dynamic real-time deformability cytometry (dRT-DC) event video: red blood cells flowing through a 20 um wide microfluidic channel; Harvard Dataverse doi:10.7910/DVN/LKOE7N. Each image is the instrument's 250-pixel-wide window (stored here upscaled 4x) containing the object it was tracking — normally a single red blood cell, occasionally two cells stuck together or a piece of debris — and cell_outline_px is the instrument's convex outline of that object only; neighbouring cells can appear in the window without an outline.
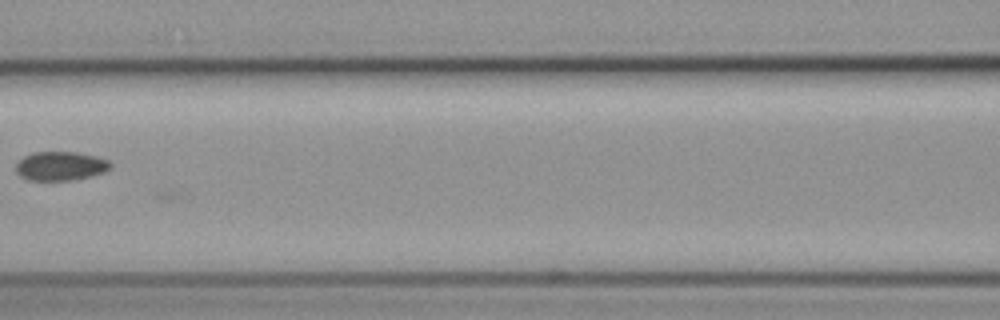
{"species": "common noctule bat (a hibernating species)", "species_latin": "Nyctalus noctula", "temperature_condition": "cold", "stored_images_in_passage": 7, "camera_frame_rate_fps": 3000, "um_per_image_px": 0.085, "animal": {"sex": "female", "body_mass_g": 19.3, "forearm_length_mm": 54.1}, "frame": {"image": 1, "passage_image": 7, "time_ms": 7.0, "image_size_px": [1000, 320], "cell_outline_px": [[112, 168], [104, 172], [92, 176], [72, 180], [28, 180], [20, 176], [16, 172], [16, 164], [24, 156], [32, 152], [76, 152], [96, 156], [108, 160], [112, 164]], "centroid_in_image_um": [5.16, 14.11], "position_along_channel_um": 161.4, "area_um2": 16.07}}